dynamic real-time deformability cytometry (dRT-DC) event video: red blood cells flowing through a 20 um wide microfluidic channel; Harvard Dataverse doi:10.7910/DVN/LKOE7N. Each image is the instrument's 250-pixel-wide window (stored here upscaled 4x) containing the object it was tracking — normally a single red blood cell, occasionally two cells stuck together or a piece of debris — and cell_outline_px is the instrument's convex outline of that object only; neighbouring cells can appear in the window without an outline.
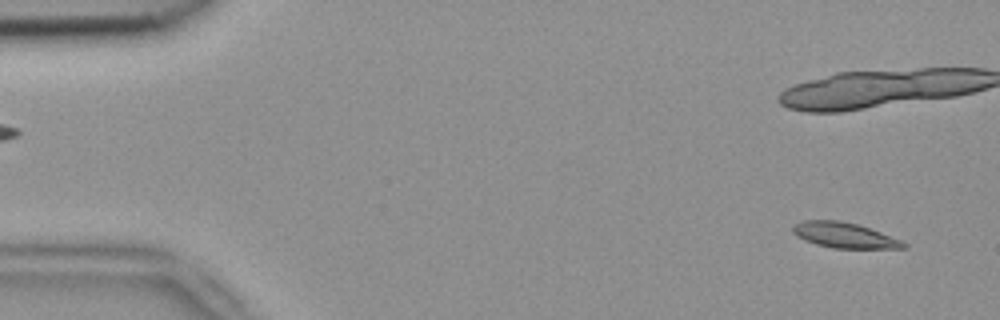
{"species": "common noctule bat (a hibernating species)", "species_latin": "Nyctalus noctula", "temperature_condition": "room temperature", "stored_images_in_passage": 9, "camera_frame_rate_fps": 3000, "um_per_image_px": 0.085, "animal": {"sex": "female", "body_mass_g": 18.4}, "frame": {"image": 1, "passage_image": 1, "time_ms": 0.0, "image_size_px": [1000, 320], "cell_outline_px": [[908, 244], [904, 248], [832, 248], [816, 244], [804, 240], [796, 236], [792, 232], [792, 228], [800, 220], [840, 220], [856, 224], [880, 232], [900, 240]], "centroid_in_image_um": [71.72, 19.99], "position_along_channel_um": 13.3, "area_um2": 16.24}}
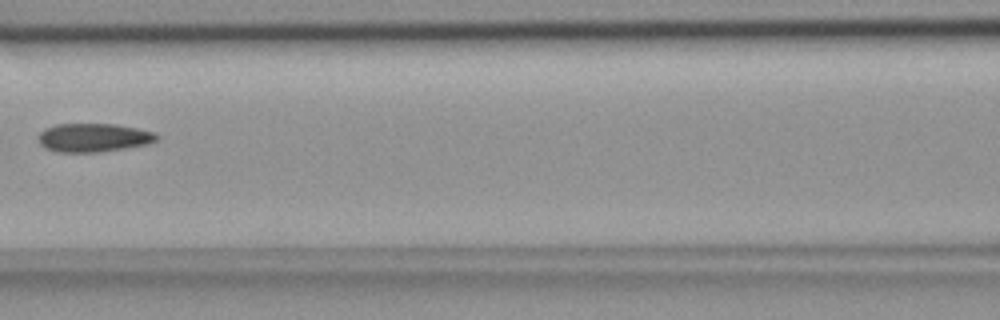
{"frame": {"image": 2, "passage_image": 8, "time_ms": 2.333, "image_size_px": [1000, 320], "cell_outline_px": [[160, 136], [156, 140], [144, 144], [124, 148], [96, 152], [60, 152], [44, 148], [40, 144], [36, 136], [44, 128], [56, 124], [116, 124], [136, 128], [152, 132]], "centroid_in_image_um": [7.87, 11.69], "position_along_channel_um": 158.7, "area_um2": 19.59}}
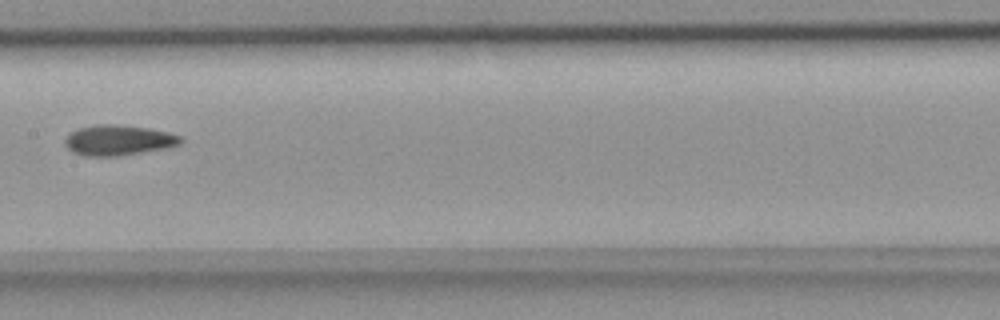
{"frame": {"image": 3, "passage_image": 9, "time_ms": 2.667, "image_size_px": [1000, 320], "cell_outline_px": [[184, 140], [180, 144], [168, 148], [112, 156], [88, 156], [72, 152], [64, 144], [64, 140], [72, 132], [80, 128], [96, 124], [116, 124], [148, 128], [168, 132], [184, 136]], "centroid_in_image_um": [10.11, 11.91], "position_along_channel_um": 197.3, "area_um2": 20.4}}